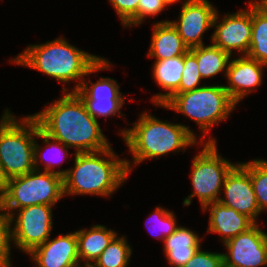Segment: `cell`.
Segmentation results:
<instances>
[{"label": "cell", "instance_id": "obj_1", "mask_svg": "<svg viewBox=\"0 0 267 267\" xmlns=\"http://www.w3.org/2000/svg\"><path fill=\"white\" fill-rule=\"evenodd\" d=\"M37 120V136L50 146L55 139L67 147H75L76 153L95 152L110 147L102 134L97 119L87 110L81 97L70 92L33 115Z\"/></svg>", "mask_w": 267, "mask_h": 267}, {"label": "cell", "instance_id": "obj_2", "mask_svg": "<svg viewBox=\"0 0 267 267\" xmlns=\"http://www.w3.org/2000/svg\"><path fill=\"white\" fill-rule=\"evenodd\" d=\"M15 63L44 72L62 82L76 80L102 68H108V61L88 54L65 39H56L46 44L29 46L13 59Z\"/></svg>", "mask_w": 267, "mask_h": 267}, {"label": "cell", "instance_id": "obj_3", "mask_svg": "<svg viewBox=\"0 0 267 267\" xmlns=\"http://www.w3.org/2000/svg\"><path fill=\"white\" fill-rule=\"evenodd\" d=\"M100 153L110 157L111 161L102 158ZM129 171V162L118 160L110 147L95 152L76 153L74 169L65 171L63 177L64 194L108 196L124 182Z\"/></svg>", "mask_w": 267, "mask_h": 267}, {"label": "cell", "instance_id": "obj_4", "mask_svg": "<svg viewBox=\"0 0 267 267\" xmlns=\"http://www.w3.org/2000/svg\"><path fill=\"white\" fill-rule=\"evenodd\" d=\"M122 136L135 165L196 143L194 133L186 126L162 122L148 113L140 116L133 129L122 131Z\"/></svg>", "mask_w": 267, "mask_h": 267}, {"label": "cell", "instance_id": "obj_5", "mask_svg": "<svg viewBox=\"0 0 267 267\" xmlns=\"http://www.w3.org/2000/svg\"><path fill=\"white\" fill-rule=\"evenodd\" d=\"M33 136H37V120L33 115L23 118L20 124L11 113L5 112L0 122V162L8 179L38 169L40 152Z\"/></svg>", "mask_w": 267, "mask_h": 267}, {"label": "cell", "instance_id": "obj_6", "mask_svg": "<svg viewBox=\"0 0 267 267\" xmlns=\"http://www.w3.org/2000/svg\"><path fill=\"white\" fill-rule=\"evenodd\" d=\"M38 172V173H37ZM40 173V174H39ZM64 195L63 177L57 173H41L33 170L19 177L9 179L5 194L0 198V211L13 221V209L31 205L53 206Z\"/></svg>", "mask_w": 267, "mask_h": 267}, {"label": "cell", "instance_id": "obj_7", "mask_svg": "<svg viewBox=\"0 0 267 267\" xmlns=\"http://www.w3.org/2000/svg\"><path fill=\"white\" fill-rule=\"evenodd\" d=\"M195 120L207 131L218 121L227 118L236 103L222 85L202 86L184 93H174L163 105Z\"/></svg>", "mask_w": 267, "mask_h": 267}, {"label": "cell", "instance_id": "obj_8", "mask_svg": "<svg viewBox=\"0 0 267 267\" xmlns=\"http://www.w3.org/2000/svg\"><path fill=\"white\" fill-rule=\"evenodd\" d=\"M208 141L202 152L193 159L191 180L194 192L189 198H185L184 206L190 205L191 198L196 195L199 197L202 208L218 202L220 197L217 196L221 193L219 190L224 184L225 177L235 166L218 155L214 139Z\"/></svg>", "mask_w": 267, "mask_h": 267}, {"label": "cell", "instance_id": "obj_9", "mask_svg": "<svg viewBox=\"0 0 267 267\" xmlns=\"http://www.w3.org/2000/svg\"><path fill=\"white\" fill-rule=\"evenodd\" d=\"M50 205H31L19 209L16 225L11 230V239L23 251L30 253L49 239L52 230Z\"/></svg>", "mask_w": 267, "mask_h": 267}, {"label": "cell", "instance_id": "obj_10", "mask_svg": "<svg viewBox=\"0 0 267 267\" xmlns=\"http://www.w3.org/2000/svg\"><path fill=\"white\" fill-rule=\"evenodd\" d=\"M229 255L223 254L225 267H259L267 264V234L256 223L224 243Z\"/></svg>", "mask_w": 267, "mask_h": 267}, {"label": "cell", "instance_id": "obj_11", "mask_svg": "<svg viewBox=\"0 0 267 267\" xmlns=\"http://www.w3.org/2000/svg\"><path fill=\"white\" fill-rule=\"evenodd\" d=\"M249 5L250 10L226 15L219 25H216L218 19L216 12L213 20V26H216L212 36L213 45L230 55L232 49L243 52V56L247 55L252 35V2Z\"/></svg>", "mask_w": 267, "mask_h": 267}, {"label": "cell", "instance_id": "obj_12", "mask_svg": "<svg viewBox=\"0 0 267 267\" xmlns=\"http://www.w3.org/2000/svg\"><path fill=\"white\" fill-rule=\"evenodd\" d=\"M216 10L207 0H187L184 2L180 22H170L178 31L184 44L189 48L199 47L202 34L213 26Z\"/></svg>", "mask_w": 267, "mask_h": 267}, {"label": "cell", "instance_id": "obj_13", "mask_svg": "<svg viewBox=\"0 0 267 267\" xmlns=\"http://www.w3.org/2000/svg\"><path fill=\"white\" fill-rule=\"evenodd\" d=\"M223 185L226 199L220 198L218 202L256 223L255 219L261 211L257 205L251 177L240 163L226 175Z\"/></svg>", "mask_w": 267, "mask_h": 267}, {"label": "cell", "instance_id": "obj_14", "mask_svg": "<svg viewBox=\"0 0 267 267\" xmlns=\"http://www.w3.org/2000/svg\"><path fill=\"white\" fill-rule=\"evenodd\" d=\"M85 103L88 112L95 118L99 116L116 115L124 102L119 86L114 79L101 78L88 89L83 81L73 90Z\"/></svg>", "mask_w": 267, "mask_h": 267}, {"label": "cell", "instance_id": "obj_15", "mask_svg": "<svg viewBox=\"0 0 267 267\" xmlns=\"http://www.w3.org/2000/svg\"><path fill=\"white\" fill-rule=\"evenodd\" d=\"M29 254L38 267H79L78 240L75 233L60 235L35 247Z\"/></svg>", "mask_w": 267, "mask_h": 267}, {"label": "cell", "instance_id": "obj_16", "mask_svg": "<svg viewBox=\"0 0 267 267\" xmlns=\"http://www.w3.org/2000/svg\"><path fill=\"white\" fill-rule=\"evenodd\" d=\"M261 66L265 65L247 55L229 62L225 74L230 86L224 88L236 104L251 92L250 88L260 85L263 74Z\"/></svg>", "mask_w": 267, "mask_h": 267}, {"label": "cell", "instance_id": "obj_17", "mask_svg": "<svg viewBox=\"0 0 267 267\" xmlns=\"http://www.w3.org/2000/svg\"><path fill=\"white\" fill-rule=\"evenodd\" d=\"M210 205L208 231L222 234L224 243L245 232L255 224L249 217L240 214L233 208L222 205L220 202L208 204L203 210H206Z\"/></svg>", "mask_w": 267, "mask_h": 267}, {"label": "cell", "instance_id": "obj_18", "mask_svg": "<svg viewBox=\"0 0 267 267\" xmlns=\"http://www.w3.org/2000/svg\"><path fill=\"white\" fill-rule=\"evenodd\" d=\"M153 31L148 56L156 57V61L184 56L189 50L170 21L156 23Z\"/></svg>", "mask_w": 267, "mask_h": 267}, {"label": "cell", "instance_id": "obj_19", "mask_svg": "<svg viewBox=\"0 0 267 267\" xmlns=\"http://www.w3.org/2000/svg\"><path fill=\"white\" fill-rule=\"evenodd\" d=\"M199 237L189 229L177 227L164 239L165 254L174 267H183L200 247Z\"/></svg>", "mask_w": 267, "mask_h": 267}, {"label": "cell", "instance_id": "obj_20", "mask_svg": "<svg viewBox=\"0 0 267 267\" xmlns=\"http://www.w3.org/2000/svg\"><path fill=\"white\" fill-rule=\"evenodd\" d=\"M78 240V256L79 261L81 258L87 260L86 267H91L93 263L99 258L102 252L117 236L116 232L108 230L103 225H96L90 230L76 231Z\"/></svg>", "mask_w": 267, "mask_h": 267}, {"label": "cell", "instance_id": "obj_21", "mask_svg": "<svg viewBox=\"0 0 267 267\" xmlns=\"http://www.w3.org/2000/svg\"><path fill=\"white\" fill-rule=\"evenodd\" d=\"M184 68V56L158 60L154 64L153 75L156 82L169 92L157 94L153 100L155 104L163 105L178 89Z\"/></svg>", "mask_w": 267, "mask_h": 267}, {"label": "cell", "instance_id": "obj_22", "mask_svg": "<svg viewBox=\"0 0 267 267\" xmlns=\"http://www.w3.org/2000/svg\"><path fill=\"white\" fill-rule=\"evenodd\" d=\"M247 56L267 65V13L252 2V35Z\"/></svg>", "mask_w": 267, "mask_h": 267}, {"label": "cell", "instance_id": "obj_23", "mask_svg": "<svg viewBox=\"0 0 267 267\" xmlns=\"http://www.w3.org/2000/svg\"><path fill=\"white\" fill-rule=\"evenodd\" d=\"M189 50L196 56L201 78L214 76L228 68L231 55L215 45H201Z\"/></svg>", "mask_w": 267, "mask_h": 267}, {"label": "cell", "instance_id": "obj_24", "mask_svg": "<svg viewBox=\"0 0 267 267\" xmlns=\"http://www.w3.org/2000/svg\"><path fill=\"white\" fill-rule=\"evenodd\" d=\"M131 251L124 237L116 236L91 267H126Z\"/></svg>", "mask_w": 267, "mask_h": 267}, {"label": "cell", "instance_id": "obj_25", "mask_svg": "<svg viewBox=\"0 0 267 267\" xmlns=\"http://www.w3.org/2000/svg\"><path fill=\"white\" fill-rule=\"evenodd\" d=\"M250 175L255 198L260 211L267 208V162L254 160L240 164Z\"/></svg>", "mask_w": 267, "mask_h": 267}, {"label": "cell", "instance_id": "obj_26", "mask_svg": "<svg viewBox=\"0 0 267 267\" xmlns=\"http://www.w3.org/2000/svg\"><path fill=\"white\" fill-rule=\"evenodd\" d=\"M200 72L198 70V63L196 56L188 50L184 54V68L179 84V89L175 93H184L197 89L201 80Z\"/></svg>", "mask_w": 267, "mask_h": 267}, {"label": "cell", "instance_id": "obj_27", "mask_svg": "<svg viewBox=\"0 0 267 267\" xmlns=\"http://www.w3.org/2000/svg\"><path fill=\"white\" fill-rule=\"evenodd\" d=\"M12 221L6 213H0V267H11L9 262Z\"/></svg>", "mask_w": 267, "mask_h": 267}, {"label": "cell", "instance_id": "obj_28", "mask_svg": "<svg viewBox=\"0 0 267 267\" xmlns=\"http://www.w3.org/2000/svg\"><path fill=\"white\" fill-rule=\"evenodd\" d=\"M124 26L137 25V8L140 0H109Z\"/></svg>", "mask_w": 267, "mask_h": 267}, {"label": "cell", "instance_id": "obj_29", "mask_svg": "<svg viewBox=\"0 0 267 267\" xmlns=\"http://www.w3.org/2000/svg\"><path fill=\"white\" fill-rule=\"evenodd\" d=\"M183 267H224L222 253H210L198 250Z\"/></svg>", "mask_w": 267, "mask_h": 267}, {"label": "cell", "instance_id": "obj_30", "mask_svg": "<svg viewBox=\"0 0 267 267\" xmlns=\"http://www.w3.org/2000/svg\"><path fill=\"white\" fill-rule=\"evenodd\" d=\"M152 216L157 219L155 221H157V224L160 225L159 228L161 229L160 232L163 240L176 230L177 226L175 224V217L170 211H166L161 207H157Z\"/></svg>", "mask_w": 267, "mask_h": 267}, {"label": "cell", "instance_id": "obj_31", "mask_svg": "<svg viewBox=\"0 0 267 267\" xmlns=\"http://www.w3.org/2000/svg\"><path fill=\"white\" fill-rule=\"evenodd\" d=\"M166 5L163 0H140L137 8V24H141L148 15H157Z\"/></svg>", "mask_w": 267, "mask_h": 267}, {"label": "cell", "instance_id": "obj_32", "mask_svg": "<svg viewBox=\"0 0 267 267\" xmlns=\"http://www.w3.org/2000/svg\"><path fill=\"white\" fill-rule=\"evenodd\" d=\"M54 142H55V144L54 143H51V144H53L52 145V147L54 148H56V150H57V152H58V155H59V153L61 154V153H64V152H62V151H64L65 149L67 150V146H65V145H63L61 142H59V141H57V140H55V139H52ZM58 145H60V146H58ZM62 146V147H61ZM54 148V149H55ZM56 152V151H55ZM56 156V155H55ZM60 156V155H59ZM61 156H63V154H61ZM59 158V157H58ZM52 162V161H51ZM51 162H47V164H46V166H45V170L44 171H46V172H53V173H57V174H59L60 176H62V177H64L65 176V171L66 170H64V171H51V169H52V167L51 166H53V162L51 163Z\"/></svg>", "mask_w": 267, "mask_h": 267}, {"label": "cell", "instance_id": "obj_33", "mask_svg": "<svg viewBox=\"0 0 267 267\" xmlns=\"http://www.w3.org/2000/svg\"><path fill=\"white\" fill-rule=\"evenodd\" d=\"M8 177L4 172V168L0 162V198L5 194L8 186Z\"/></svg>", "mask_w": 267, "mask_h": 267}, {"label": "cell", "instance_id": "obj_34", "mask_svg": "<svg viewBox=\"0 0 267 267\" xmlns=\"http://www.w3.org/2000/svg\"><path fill=\"white\" fill-rule=\"evenodd\" d=\"M267 13V0L256 2Z\"/></svg>", "mask_w": 267, "mask_h": 267}, {"label": "cell", "instance_id": "obj_35", "mask_svg": "<svg viewBox=\"0 0 267 267\" xmlns=\"http://www.w3.org/2000/svg\"><path fill=\"white\" fill-rule=\"evenodd\" d=\"M167 5L171 4V3H174L178 0H163Z\"/></svg>", "mask_w": 267, "mask_h": 267}]
</instances>
